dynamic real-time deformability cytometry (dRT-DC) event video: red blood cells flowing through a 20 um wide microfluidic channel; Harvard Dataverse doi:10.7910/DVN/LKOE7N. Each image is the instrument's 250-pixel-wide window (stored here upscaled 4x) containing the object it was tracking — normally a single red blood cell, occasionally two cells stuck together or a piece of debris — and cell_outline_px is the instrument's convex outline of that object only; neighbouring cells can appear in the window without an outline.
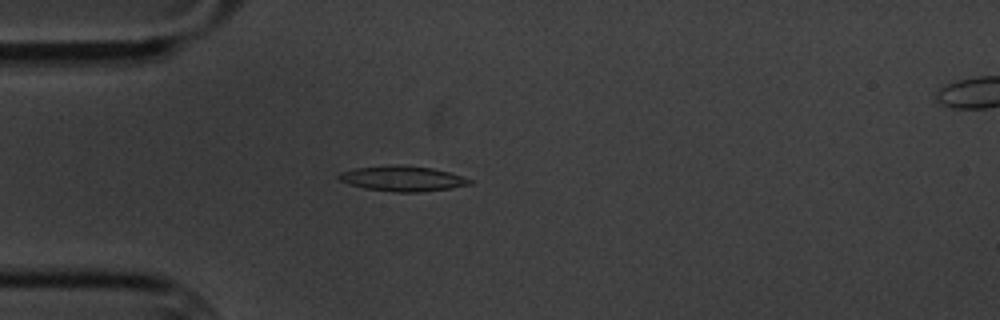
{"species": "common noctule bat (a hibernating species)", "species_latin": "Nyctalus noctula", "temperature_condition": "cold", "stored_images_in_passage": 5, "segment_of_instrument_passage": [1, 2], "camera_frame_rate_fps": 3000, "um_per_image_px": 0.085, "animal": {"sex": "male", "body_mass_g": 20.1, "forearm_length_mm": 53.5}, "frame": {"image": 1, "passage_image": 4, "time_ms": 3.667, "image_size_px": [1000, 320], "cell_outline_px": [[472, 184], [452, 188], [420, 192], [396, 192], [364, 188], [348, 184], [340, 180], [336, 176], [340, 172], [356, 168], [400, 164], [432, 168], [448, 172], [472, 180]], "centroid_in_image_um": [34.2, 15.18], "position_along_channel_um": 50.8, "area_um2": 19.19}}